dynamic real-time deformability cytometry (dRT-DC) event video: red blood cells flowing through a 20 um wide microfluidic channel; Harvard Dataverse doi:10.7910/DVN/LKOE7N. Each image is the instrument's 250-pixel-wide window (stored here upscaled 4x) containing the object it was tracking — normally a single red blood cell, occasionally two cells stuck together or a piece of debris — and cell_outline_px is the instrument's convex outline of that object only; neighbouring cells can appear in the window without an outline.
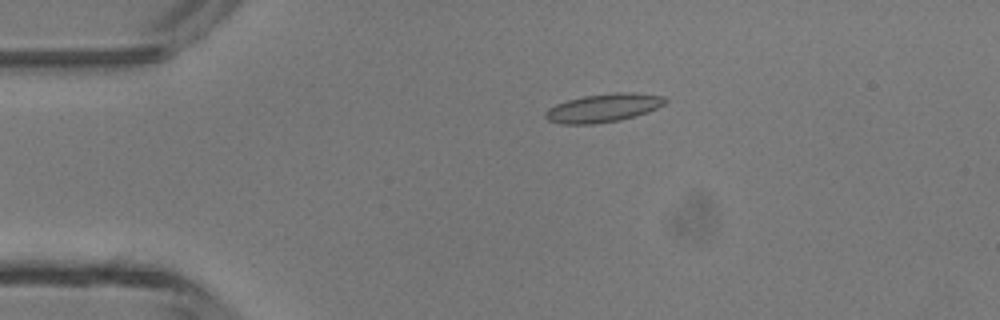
{"species": "common noctule bat (a hibernating species)", "species_latin": "Nyctalus noctula", "temperature_condition": "room temperature", "stored_images_in_passage": 47, "camera_frame_rate_fps": 3000, "um_per_image_px": 0.085, "animal": {"sex": "male", "body_mass_g": 13.3}, "frame": {"image": 1, "passage_image": 10, "time_ms": 3.0, "image_size_px": [1000, 320], "cell_outline_px": [[668, 100], [664, 104], [656, 108], [636, 116], [620, 120], [592, 124], [560, 124], [548, 120], [544, 116], [544, 112], [548, 108], [556, 104], [568, 100], [584, 96], [616, 92], [632, 92], [664, 96]], "centroid_in_image_um": [51.27, 9.17], "position_along_channel_um": 33.7, "area_um2": 19.83}}
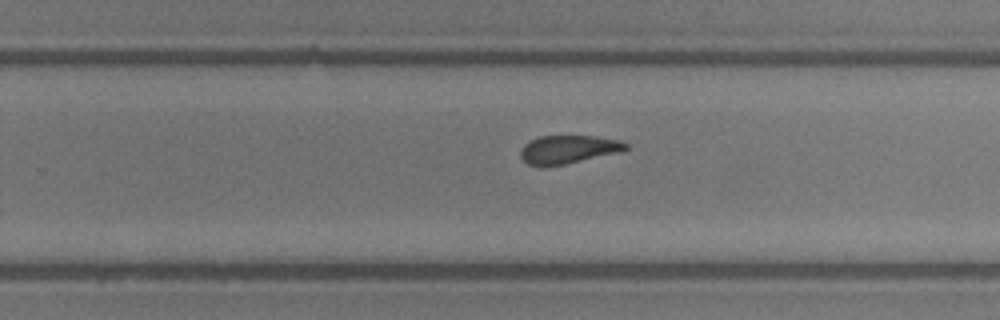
{"frame": {"image": 2, "passage_image": 30, "time_ms": 9.667, "image_size_px": [1000, 320], "cell_outline_px": [[628, 148], [620, 152], [564, 164], [544, 168], [540, 168], [528, 164], [520, 156], [520, 152], [524, 144], [540, 136], [592, 136], [620, 140], [628, 144]], "centroid_in_image_um": [48.27, 12.72], "position_along_channel_um": 281.5, "area_um2": 17.4}}
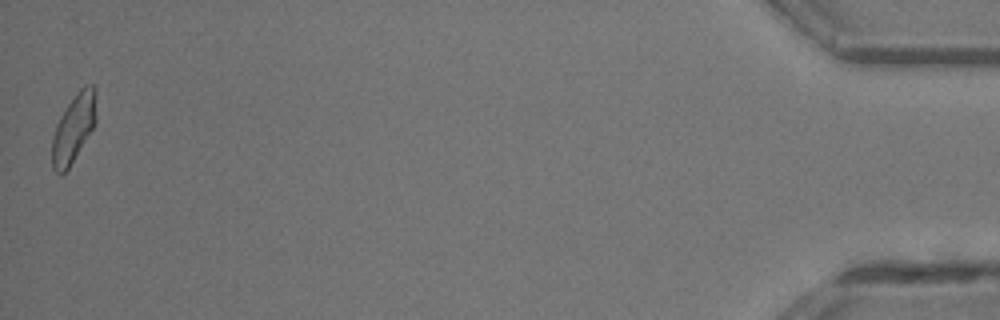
{"frame": {"image": 3, "passage_image": 47, "time_ms": 15.333, "image_size_px": [1000, 320], "cell_outline_px": [[96, 124], [68, 168], [60, 176], [52, 168], [52, 136], [56, 124], [60, 116], [68, 104], [80, 88], [84, 84], [92, 84], [96, 88]], "centroid_in_image_um": [6.27, 10.87], "position_along_channel_um": 428.9, "area_um2": 17.69}, "authors_computed_cell_mechanics": {"area_um2": 18.0336, "velocity_mm_per_s": 4.3647, "shape_relaxation_time_tau1_ms": 6.4945, "shape_relaxation_time_tau2_ms": 1.6593, "deformation_change_tau1": 0.1547, "deformation_change_tau2": 0.0779}}